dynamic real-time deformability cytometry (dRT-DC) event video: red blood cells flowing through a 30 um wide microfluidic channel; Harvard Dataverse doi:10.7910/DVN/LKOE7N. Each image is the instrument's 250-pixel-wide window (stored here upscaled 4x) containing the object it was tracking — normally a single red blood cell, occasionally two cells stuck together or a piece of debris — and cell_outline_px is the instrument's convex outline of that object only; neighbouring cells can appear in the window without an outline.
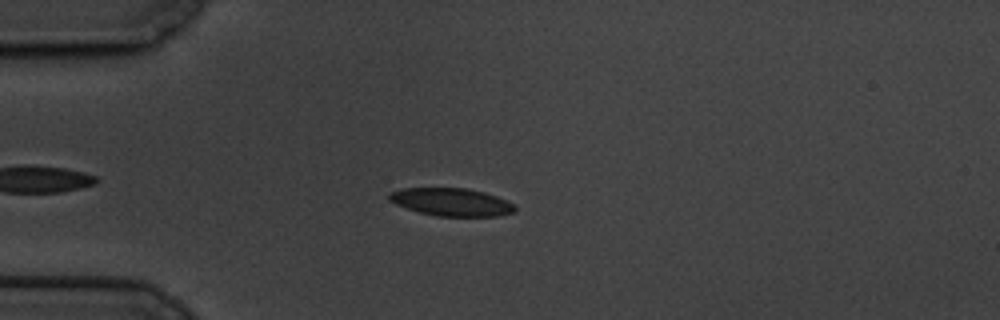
{"species": "common noctule bat (a hibernating species)", "species_latin": "Nyctalus noctula", "temperature_condition": "cold", "stored_images_in_passage": 50, "camera_frame_rate_fps": 3000, "um_per_image_px": 0.085, "animal": {"sex": "male", "body_mass_g": 19.5, "forearm_length_mm": 54.6}, "frame": {"image": 1, "passage_image": 10, "time_ms": 3.0, "image_size_px": [1000, 320], "cell_outline_px": [[516, 212], [500, 216], [436, 216], [420, 212], [396, 204], [388, 200], [388, 192], [404, 188], [468, 188], [484, 192], [496, 196], [512, 204], [516, 208]], "centroid_in_image_um": [38.36, 17.17], "position_along_channel_um": 46.6, "area_um2": 20.35}}
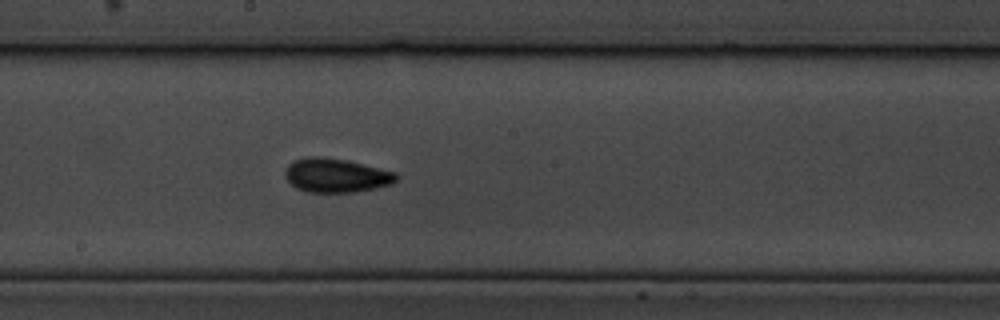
{"frame": {"image": 2, "passage_image": 27, "time_ms": 8.667, "image_size_px": [1000, 320], "cell_outline_px": [[396, 180], [392, 184], [376, 188], [356, 192], [308, 192], [296, 188], [284, 176], [284, 172], [288, 164], [292, 160], [308, 156], [320, 156], [344, 160], [396, 172]], "centroid_in_image_um": [28.52, 14.91], "position_along_channel_um": 219.7, "area_um2": 21.96}}
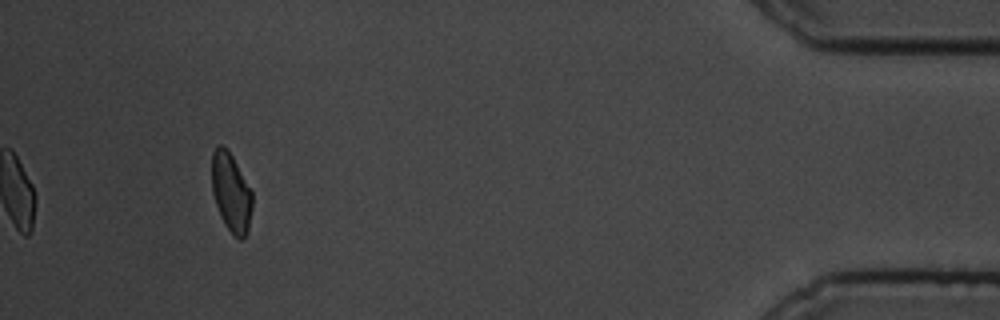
{"frame": {"image": 3, "passage_image": 50, "time_ms": 16.333, "image_size_px": [1000, 320], "cell_outline_px": [[252, 208], [248, 232], [240, 240], [232, 236], [224, 224], [220, 216], [212, 192], [212, 152], [216, 144], [220, 144], [228, 148], [252, 192]], "centroid_in_image_um": [19.63, 16.36], "position_along_channel_um": 415.6, "area_um2": 18.84}, "authors_computed_cell_mechanics": {"area_um2": 20.4034, "velocity_mm_per_s": 3.3728, "shape_relaxation_time_tau1_ms": 3.1684, "shape_relaxation_time_tau2_ms": 4.667, "deformation_change_tau1": 0.09, "deformation_change_tau2": 0.0744}}